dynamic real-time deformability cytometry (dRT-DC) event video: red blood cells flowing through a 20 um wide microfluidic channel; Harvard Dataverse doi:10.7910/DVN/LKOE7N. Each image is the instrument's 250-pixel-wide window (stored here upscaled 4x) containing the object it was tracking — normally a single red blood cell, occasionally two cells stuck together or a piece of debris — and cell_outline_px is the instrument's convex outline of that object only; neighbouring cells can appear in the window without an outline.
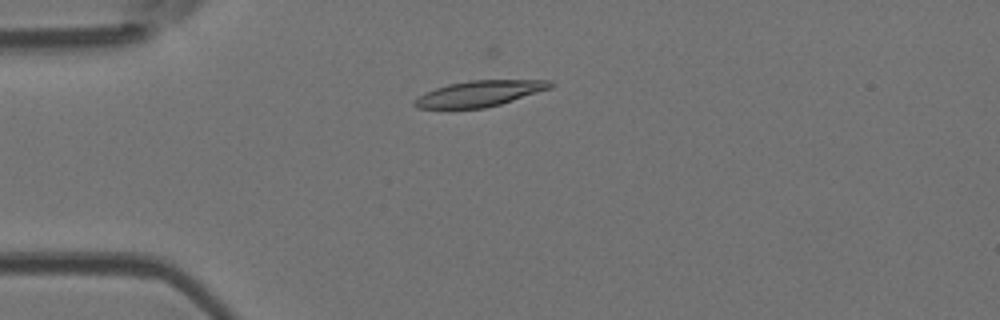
{"species": "Egyptian fruit bat (a non-hibernating species)", "species_latin": "Rousettus aegyptiacus", "temperature_condition": "room temperature", "stored_images_in_passage": 29, "camera_frame_rate_fps": 3000, "um_per_image_px": 0.085, "animal": {"sex": "female"}, "frame": {"image": 1, "passage_image": 2, "time_ms": 0.333, "image_size_px": [1000, 320], "cell_outline_px": [[552, 88], [500, 104], [484, 108], [416, 108], [412, 104], [412, 100], [424, 92], [448, 84], [472, 80], [552, 80]], "centroid_in_image_um": [40.73, 7.95], "position_along_channel_um": 44.3, "area_um2": 20.4}}
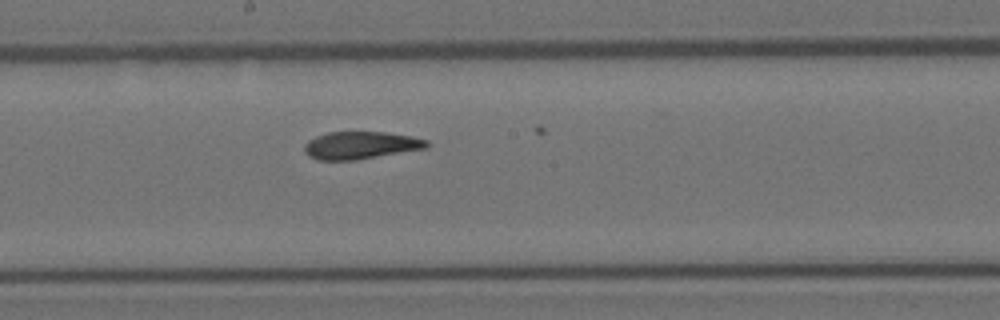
{"frame": {"image": 2, "passage_image": 17, "time_ms": 5.333, "image_size_px": [1000, 320], "cell_outline_px": [[428, 148], [356, 160], [316, 160], [308, 156], [304, 152], [304, 144], [308, 140], [316, 136], [328, 132], [384, 132], [412, 136], [428, 140]], "centroid_in_image_um": [30.64, 12.35], "position_along_channel_um": 217.6, "area_um2": 19.77}}
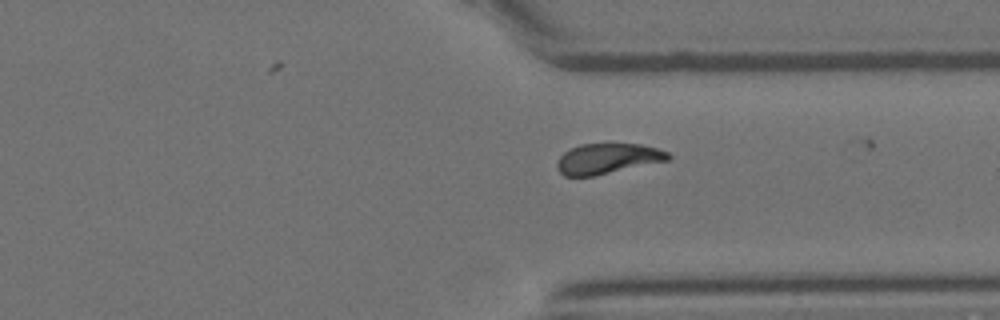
{"frame": {"image": 3, "passage_image": 28, "time_ms": 9.0, "image_size_px": [1000, 320], "cell_outline_px": [[672, 156], [668, 160], [592, 176], [564, 176], [556, 168], [556, 164], [560, 156], [568, 148], [580, 144], [640, 144], [656, 148], [668, 152]], "centroid_in_image_um": [51.6, 13.47], "position_along_channel_um": 359.8, "area_um2": 19.54}}